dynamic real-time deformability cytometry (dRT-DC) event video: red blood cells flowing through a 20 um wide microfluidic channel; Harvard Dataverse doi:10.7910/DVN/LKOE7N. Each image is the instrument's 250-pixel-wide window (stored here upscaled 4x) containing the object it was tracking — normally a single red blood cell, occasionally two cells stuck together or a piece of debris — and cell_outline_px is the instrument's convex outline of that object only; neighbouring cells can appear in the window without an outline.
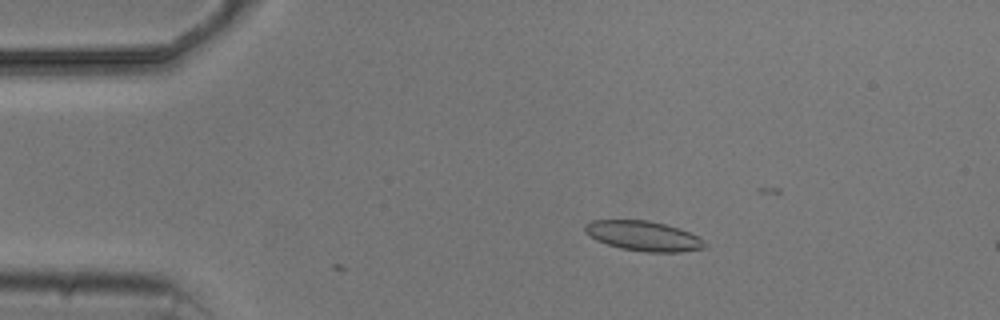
{"species": "common noctule bat (a hibernating species)", "species_latin": "Nyctalus noctula", "temperature_condition": "cold", "stored_images_in_passage": 4, "camera_frame_rate_fps": 3000, "um_per_image_px": 0.085, "animal": {"sex": "male", "body_mass_g": 20.5, "forearm_length_mm": 52.5}, "frame": {"image": 1, "passage_image": 2, "time_ms": 1.333, "image_size_px": [1000, 320], "cell_outline_px": [[708, 244], [704, 248], [680, 252], [644, 252], [620, 248], [596, 240], [584, 232], [584, 228], [592, 220], [648, 220], [680, 228], [704, 240]], "centroid_in_image_um": [54.71, 20.06], "position_along_channel_um": 30.3, "area_um2": 20.81}}